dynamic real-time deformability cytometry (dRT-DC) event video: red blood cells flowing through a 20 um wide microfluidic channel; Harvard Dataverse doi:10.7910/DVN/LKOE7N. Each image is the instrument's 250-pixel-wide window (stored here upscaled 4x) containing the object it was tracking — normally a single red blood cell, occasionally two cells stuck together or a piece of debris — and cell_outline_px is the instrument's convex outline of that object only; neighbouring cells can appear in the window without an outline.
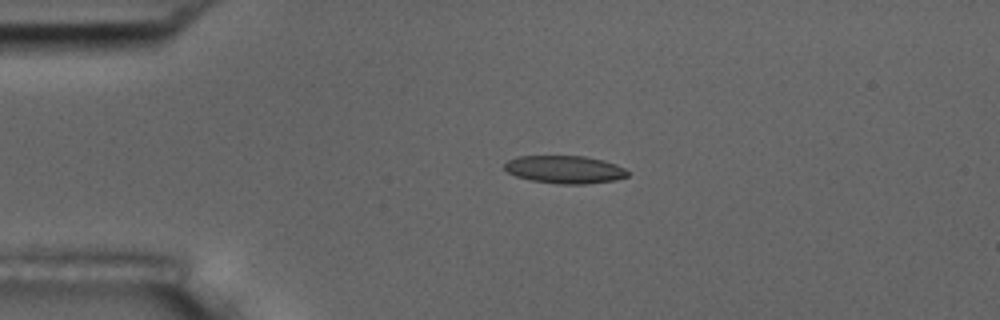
{"species": "common noctule bat (a hibernating species)", "species_latin": "Nyctalus noctula", "temperature_condition": "room temperature", "stored_images_in_passage": 2, "camera_frame_rate_fps": 3000, "um_per_image_px": 0.085, "animal": {"sex": "male", "body_mass_g": 17.5, "forearm_length_mm": 52.3}, "frame": {"image": 1, "passage_image": 1, "time_ms": 0.0, "image_size_px": [1000, 320], "cell_outline_px": [[632, 172], [628, 176], [616, 180], [584, 184], [556, 184], [532, 180], [516, 176], [508, 172], [504, 168], [504, 164], [508, 160], [520, 156], [584, 156], [604, 160], [616, 164]], "centroid_in_image_um": [48.05, 14.41], "position_along_channel_um": 36.9, "area_um2": 20.06}}